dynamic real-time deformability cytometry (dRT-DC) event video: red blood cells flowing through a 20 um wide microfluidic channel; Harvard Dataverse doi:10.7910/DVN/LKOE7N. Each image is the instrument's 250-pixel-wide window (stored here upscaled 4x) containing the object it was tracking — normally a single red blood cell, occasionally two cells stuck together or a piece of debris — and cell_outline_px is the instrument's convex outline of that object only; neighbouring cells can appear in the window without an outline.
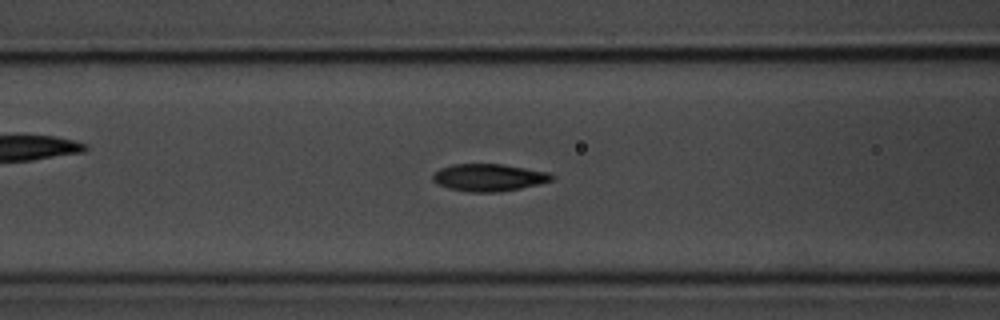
{"species": "common noctule bat (a hibernating species)", "species_latin": "Nyctalus noctula", "temperature_condition": "room temperature", "stored_images_in_passage": 55, "segment_of_instrument_passage": [1, 2], "camera_frame_rate_fps": 3000, "um_per_image_px": 0.085, "animal": {"sex": "male", "body_mass_g": 20.1, "forearm_length_mm": 53.5}, "frame": {"image": 1, "passage_image": 21, "time_ms": 6.667, "image_size_px": [1000, 320], "cell_outline_px": [[556, 176], [552, 180], [520, 188], [500, 192], [468, 192], [448, 188], [436, 184], [432, 180], [432, 172], [440, 168], [452, 164], [500, 164], [548, 172]], "centroid_in_image_um": [41.48, 15.09], "position_along_channel_um": 125.1, "area_um2": 18.96}}
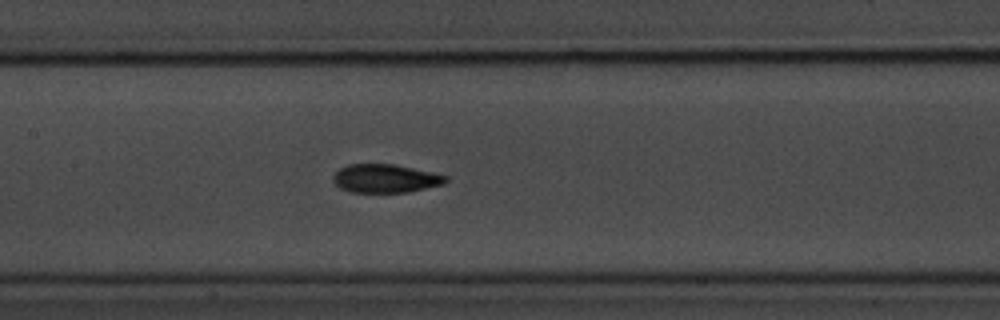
{"frame": {"image": 2, "passage_image": 25, "time_ms": 8.0, "image_size_px": [1000, 320], "cell_outline_px": [[448, 180], [444, 184], [408, 192], [352, 192], [340, 188], [332, 180], [332, 176], [340, 168], [348, 164], [396, 164], [432, 172], [448, 176]], "centroid_in_image_um": [32.76, 15.16], "position_along_channel_um": 174.6, "area_um2": 18.73}}
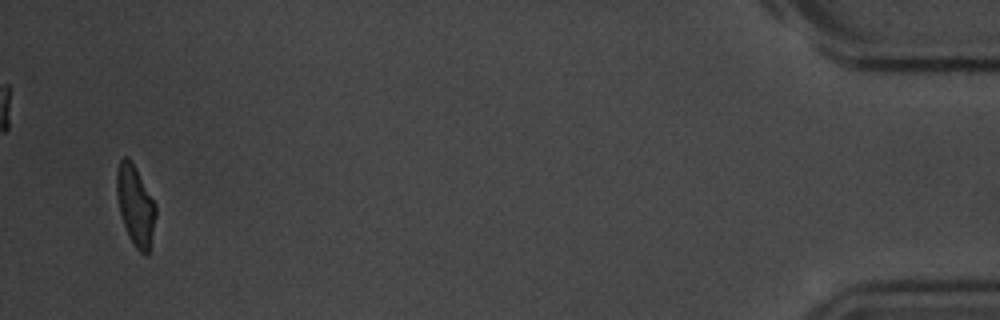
{"frame": {"image": 3, "passage_image": 52, "time_ms": 17.0, "image_size_px": [1000, 320], "cell_outline_px": [[156, 216], [148, 252], [144, 256], [136, 248], [128, 236], [120, 212], [116, 192], [116, 172], [120, 160], [124, 156], [128, 156], [156, 204]], "centroid_in_image_um": [11.5, 17.46], "position_along_channel_um": 423.7, "area_um2": 17.92}}